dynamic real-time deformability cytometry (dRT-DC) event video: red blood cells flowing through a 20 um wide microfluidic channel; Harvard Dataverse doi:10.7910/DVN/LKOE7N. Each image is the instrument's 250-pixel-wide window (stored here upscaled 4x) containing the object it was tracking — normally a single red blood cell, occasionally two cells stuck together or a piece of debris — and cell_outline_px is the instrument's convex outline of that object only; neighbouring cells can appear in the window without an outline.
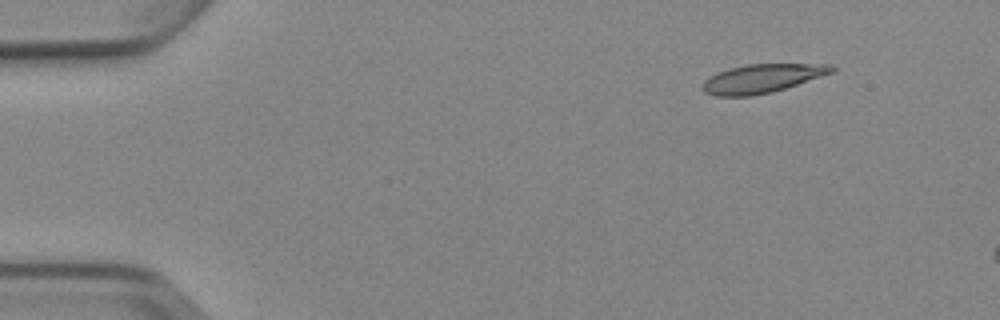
{"species": "Egyptian fruit bat (a non-hibernating species)", "species_latin": "Rousettus aegyptiacus", "temperature_condition": "cold", "stored_images_in_passage": 4, "camera_frame_rate_fps": 3000, "um_per_image_px": 0.085, "animal": {"sex": "female"}, "frame": {"image": 1, "passage_image": 1, "time_ms": 0.0, "image_size_px": [1000, 320], "cell_outline_px": [[836, 72], [772, 92], [752, 96], [716, 96], [704, 92], [700, 88], [700, 84], [708, 76], [716, 72], [728, 68], [748, 64], [832, 64], [836, 68]], "centroid_in_image_um": [64.75, 6.67], "position_along_channel_um": 20.3, "area_um2": 21.96}}
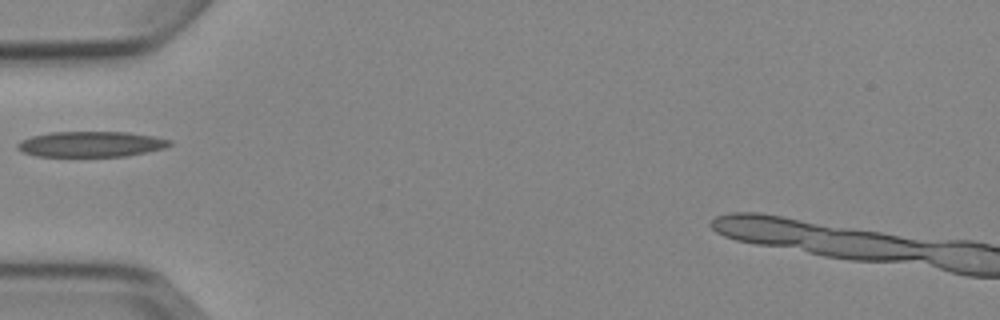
{"frame": {"image": 2, "passage_image": 4, "time_ms": 4.0, "image_size_px": [1000, 320], "cell_outline_px": [[172, 144], [164, 148], [124, 156], [36, 156], [24, 152], [16, 148], [16, 144], [20, 140], [32, 136], [52, 132], [128, 132], [152, 136], [172, 140]], "centroid_in_image_um": [7.71, 12.25], "position_along_channel_um": 77.3, "area_um2": 22.48}}